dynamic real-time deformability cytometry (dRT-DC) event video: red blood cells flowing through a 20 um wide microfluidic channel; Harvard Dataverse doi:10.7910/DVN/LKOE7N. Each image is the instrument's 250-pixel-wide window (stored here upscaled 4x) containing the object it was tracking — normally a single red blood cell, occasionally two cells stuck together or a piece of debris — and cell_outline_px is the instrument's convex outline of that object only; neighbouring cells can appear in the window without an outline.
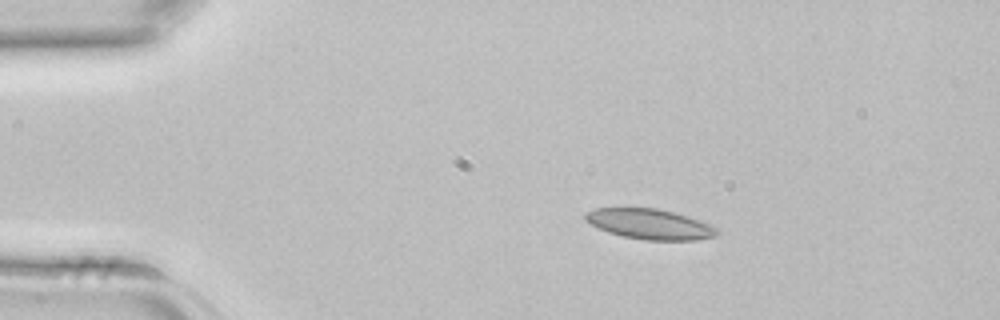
{"species": "common noctule bat (a hibernating species)", "species_latin": "Nyctalus noctula", "temperature_condition": "room temperature", "stored_images_in_passage": 2, "camera_frame_rate_fps": 3000, "um_per_image_px": 0.085, "animal": {"sex": "female", "body_mass_g": 22.7, "forearm_length_mm": 54.2}, "frame": {"image": 1, "passage_image": 1, "time_ms": 0.0, "image_size_px": [1000, 320], "cell_outline_px": [[720, 232], [716, 236], [696, 240], [644, 240], [624, 236], [608, 232], [584, 220], [584, 212], [596, 208], [656, 208], [688, 216], [708, 224], [716, 228]], "centroid_in_image_um": [55.22, 19.05], "position_along_channel_um": 29.8, "area_um2": 23.06}}